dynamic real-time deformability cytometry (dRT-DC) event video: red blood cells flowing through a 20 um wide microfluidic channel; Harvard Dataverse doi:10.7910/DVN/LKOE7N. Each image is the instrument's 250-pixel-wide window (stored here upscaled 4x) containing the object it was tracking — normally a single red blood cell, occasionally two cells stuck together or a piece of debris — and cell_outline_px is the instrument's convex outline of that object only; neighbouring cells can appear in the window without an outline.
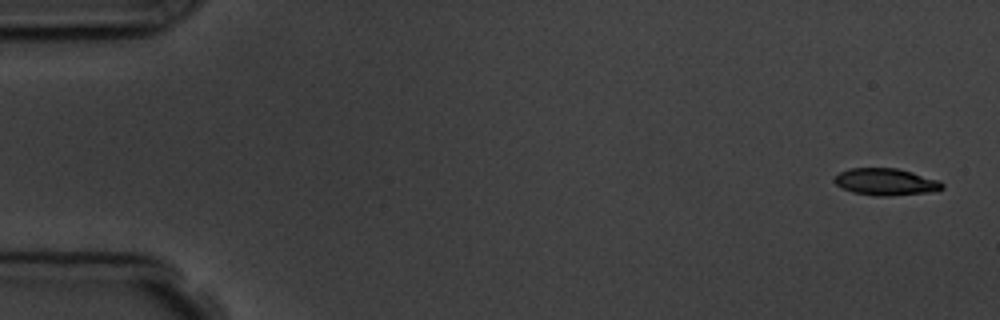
{"species": "common noctule bat (a hibernating species)", "species_latin": "Nyctalus noctula", "temperature_condition": "room temperature", "stored_images_in_passage": 5, "camera_frame_rate_fps": 3000, "um_per_image_px": 0.085, "animal": {"sex": "male", "body_mass_g": 19.5, "forearm_length_mm": 54.6}, "frame": {"image": 1, "passage_image": 1, "time_ms": 0.0, "image_size_px": [1000, 320], "cell_outline_px": [[944, 188], [928, 192], [888, 196], [876, 196], [852, 192], [836, 184], [832, 180], [840, 172], [848, 168], [896, 168], [912, 172], [940, 180], [944, 184]], "centroid_in_image_um": [75.29, 15.45], "position_along_channel_um": 9.7, "area_um2": 16.88}}
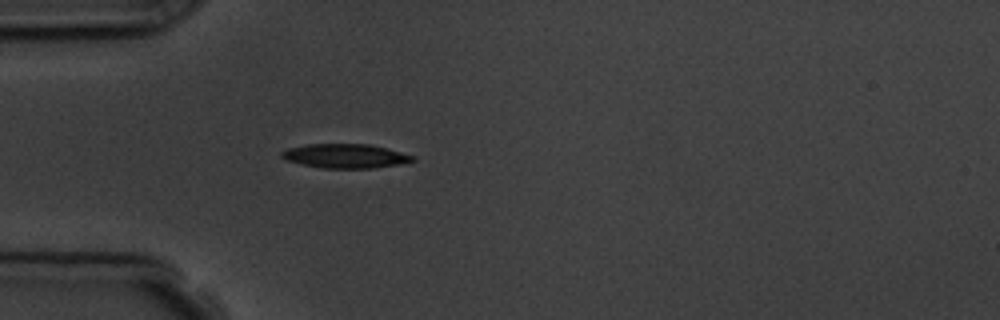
{"frame": {"image": 2, "passage_image": 5, "time_ms": 4.667, "image_size_px": [1000, 320], "cell_outline_px": [[416, 160], [400, 164], [372, 168], [320, 168], [284, 160], [280, 156], [280, 152], [288, 148], [308, 144], [368, 144], [388, 148], [416, 156]], "centroid_in_image_um": [29.35, 13.26], "position_along_channel_um": 55.6, "area_um2": 18.61}}